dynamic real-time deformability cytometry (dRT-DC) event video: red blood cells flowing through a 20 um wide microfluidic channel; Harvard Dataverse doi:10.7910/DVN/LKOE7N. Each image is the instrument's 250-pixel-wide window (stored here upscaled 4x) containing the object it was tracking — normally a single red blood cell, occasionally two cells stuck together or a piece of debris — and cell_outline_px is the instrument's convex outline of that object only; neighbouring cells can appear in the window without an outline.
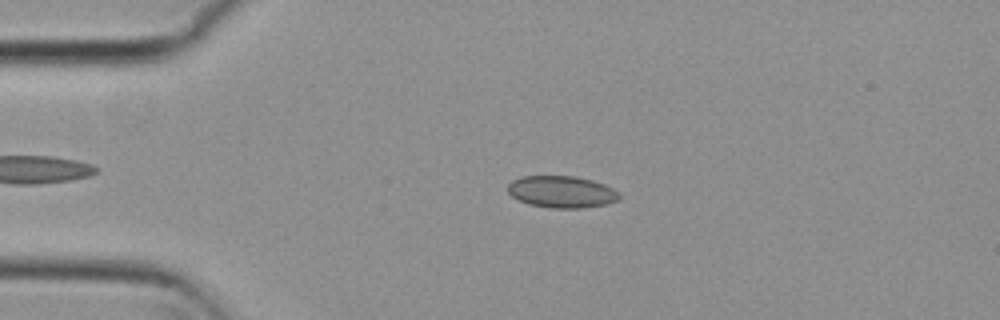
{"species": "common noctule bat (a hibernating species)", "species_latin": "Nyctalus noctula", "temperature_condition": "cold", "stored_images_in_passage": 3, "camera_frame_rate_fps": 3000, "um_per_image_px": 0.085, "animal": {"sex": "female", "body_mass_g": 29.2, "forearm_length_mm": 56.3}, "frame": {"image": 1, "passage_image": 2, "time_ms": 0.333, "image_size_px": [1000, 320], "cell_outline_px": [[620, 200], [608, 204], [580, 208], [552, 208], [528, 204], [512, 196], [508, 192], [508, 184], [512, 180], [520, 176], [576, 176], [592, 180], [604, 184], [620, 192]], "centroid_in_image_um": [47.77, 16.3], "position_along_channel_um": 37.2, "area_um2": 20.87}}